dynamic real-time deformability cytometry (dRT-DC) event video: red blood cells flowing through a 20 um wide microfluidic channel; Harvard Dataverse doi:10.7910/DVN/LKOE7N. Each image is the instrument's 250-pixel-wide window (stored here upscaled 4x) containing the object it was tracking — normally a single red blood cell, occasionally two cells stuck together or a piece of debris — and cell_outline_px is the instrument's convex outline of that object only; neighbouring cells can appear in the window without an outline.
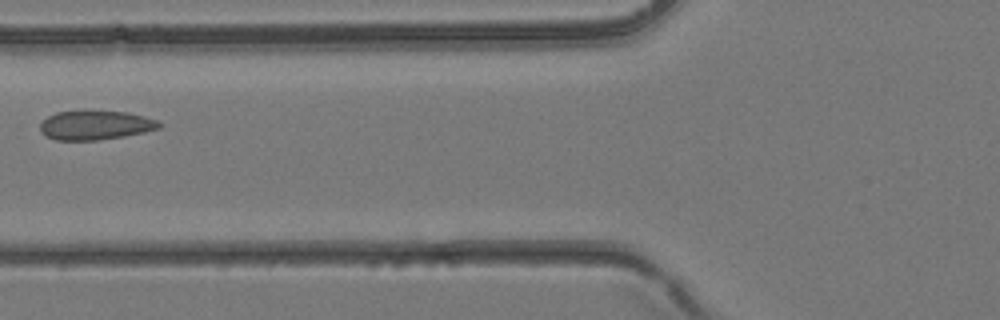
{"species": "common noctule bat (a hibernating species)", "species_latin": "Nyctalus noctula", "temperature_condition": "room temperature", "stored_images_in_passage": 2, "camera_frame_rate_fps": 3000, "um_per_image_px": 0.085, "animal": {"sex": "female", "body_mass_g": 24.6, "forearm_length_mm": 56.2}, "frame": {"image": 1, "passage_image": 2, "time_ms": 0.333, "image_size_px": [1000, 320], "cell_outline_px": [[164, 124], [160, 128], [144, 132], [124, 136], [100, 140], [56, 140], [44, 136], [40, 132], [40, 124], [48, 116], [56, 112], [128, 112], [160, 120]], "centroid_in_image_um": [8.15, 10.66], "position_along_channel_um": 117.7, "area_um2": 20.17}}